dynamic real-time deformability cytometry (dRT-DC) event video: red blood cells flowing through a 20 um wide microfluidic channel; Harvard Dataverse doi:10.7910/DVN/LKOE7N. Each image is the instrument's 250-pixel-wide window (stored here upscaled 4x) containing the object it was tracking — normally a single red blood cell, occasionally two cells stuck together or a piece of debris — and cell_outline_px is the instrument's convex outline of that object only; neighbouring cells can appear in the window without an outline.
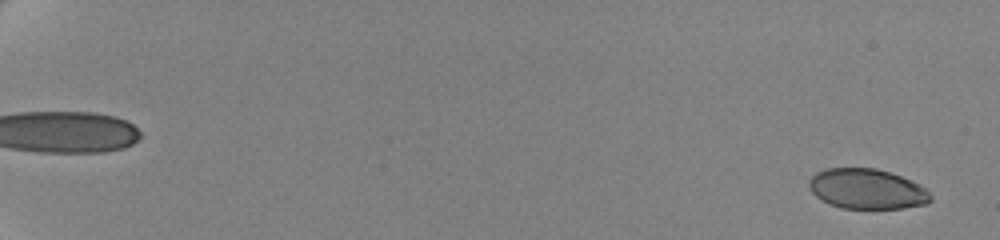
{"species": "human", "species_latin": "Homo sapiens", "temperature_condition": "cold", "stored_images_in_passage": 21, "camera_frame_rate_fps": 3000, "um_per_image_px": 0.085, "donor": {"sex": "female"}, "frame": {"image": 1, "passage_image": 3, "time_ms": 0.667, "image_size_px": [1000, 240], "cell_outline_px": [[932, 200], [924, 204], [904, 208], [840, 208], [816, 196], [812, 192], [808, 184], [808, 180], [816, 172], [828, 168], [876, 168], [900, 176], [920, 184], [932, 196]], "centroid_in_image_um": [73.69, 16.05], "position_along_channel_um": 11.3, "area_um2": 28.21}}